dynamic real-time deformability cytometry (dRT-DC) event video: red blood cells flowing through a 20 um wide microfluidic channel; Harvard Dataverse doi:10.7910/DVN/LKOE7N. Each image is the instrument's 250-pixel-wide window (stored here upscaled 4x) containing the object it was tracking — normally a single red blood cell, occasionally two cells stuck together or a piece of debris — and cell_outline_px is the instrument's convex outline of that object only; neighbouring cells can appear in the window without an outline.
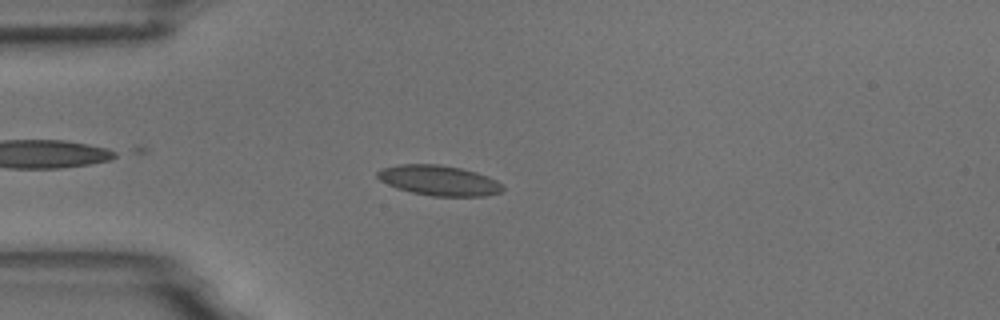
{"species": "common noctule bat (a hibernating species)", "species_latin": "Nyctalus noctula", "temperature_condition": "room temperature", "stored_images_in_passage": 4, "camera_frame_rate_fps": 3000, "um_per_image_px": 0.085, "animal": {"sex": "male", "body_mass_g": 18.8}, "frame": {"image": 1, "passage_image": 3, "time_ms": 2.667, "image_size_px": [1000, 320], "cell_outline_px": [[504, 188], [500, 192], [484, 196], [432, 196], [412, 192], [396, 188], [380, 180], [376, 176], [376, 172], [380, 168], [400, 164], [440, 164], [460, 168], [476, 172], [488, 176], [504, 184]], "centroid_in_image_um": [37.3, 15.33], "position_along_channel_um": 47.7, "area_um2": 22.14}}